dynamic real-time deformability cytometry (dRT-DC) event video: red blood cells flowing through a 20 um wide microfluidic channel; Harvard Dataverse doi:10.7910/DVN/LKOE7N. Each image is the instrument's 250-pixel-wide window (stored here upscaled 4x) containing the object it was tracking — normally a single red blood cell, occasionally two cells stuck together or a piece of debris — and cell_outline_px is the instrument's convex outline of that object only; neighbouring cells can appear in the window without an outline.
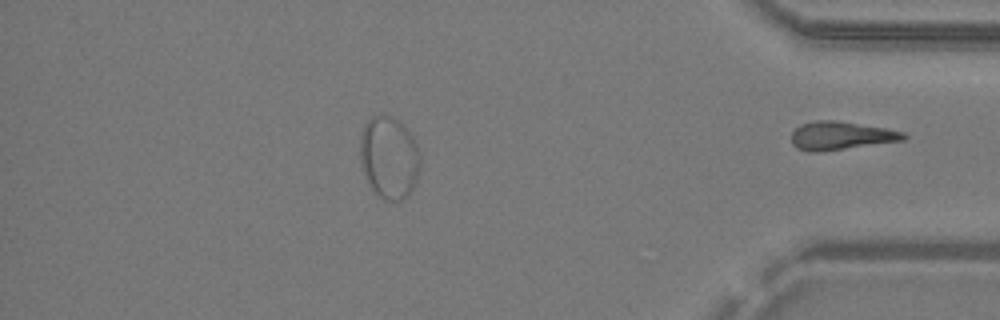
{"species": "common noctule bat (a hibernating species)", "species_latin": "Nyctalus noctula", "temperature_condition": "warm", "stored_images_in_passage": 33, "segment_of_instrument_passage": [2, 2], "camera_frame_rate_fps": 3000, "um_per_image_px": 0.085, "animal": {"sex": "male", "body_mass_g": 19.2, "forearm_length_mm": 51.8}, "frame": {"image": 1, "passage_image": 33, "time_ms": 10.667, "image_size_px": [1000, 320], "cell_outline_px": [[908, 136], [904, 140], [824, 152], [808, 152], [796, 148], [792, 144], [792, 132], [800, 124], [816, 120], [836, 120], [884, 128], [904, 132]], "centroid_in_image_um": [71.45, 11.54], "position_along_channel_um": 363.7, "area_um2": 18.67}}